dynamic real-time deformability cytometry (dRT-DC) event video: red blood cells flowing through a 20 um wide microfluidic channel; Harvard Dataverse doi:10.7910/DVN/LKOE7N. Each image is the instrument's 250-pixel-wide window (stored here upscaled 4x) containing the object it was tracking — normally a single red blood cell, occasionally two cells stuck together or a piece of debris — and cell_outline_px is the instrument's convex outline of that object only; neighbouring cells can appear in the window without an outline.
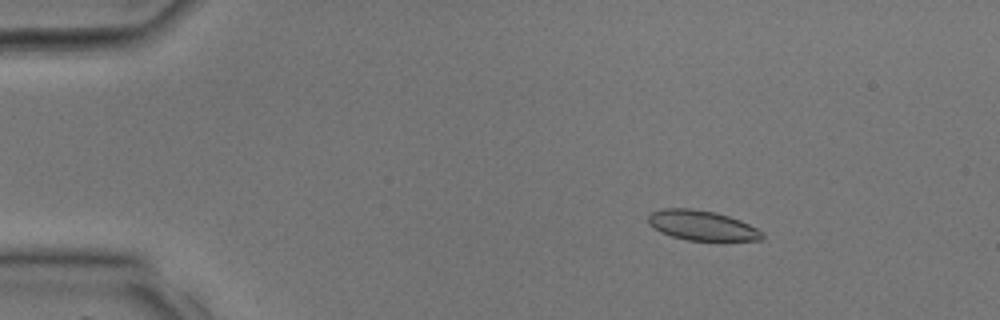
{"species": "common noctule bat (a hibernating species)", "species_latin": "Nyctalus noctula", "temperature_condition": "room temperature", "stored_images_in_passage": 12, "camera_frame_rate_fps": 3000, "um_per_image_px": 0.085, "animal": {"sex": "male", "body_mass_g": 17.9, "forearm_length_mm": 54.2}, "frame": {"image": 1, "passage_image": 6, "time_ms": 1.667, "image_size_px": [1000, 320], "cell_outline_px": [[764, 236], [760, 240], [688, 240], [672, 236], [660, 232], [648, 224], [648, 216], [652, 212], [664, 208], [692, 208], [716, 212], [740, 220], [764, 232]], "centroid_in_image_um": [59.65, 19.15], "position_along_channel_um": 25.4, "area_um2": 19.77}}